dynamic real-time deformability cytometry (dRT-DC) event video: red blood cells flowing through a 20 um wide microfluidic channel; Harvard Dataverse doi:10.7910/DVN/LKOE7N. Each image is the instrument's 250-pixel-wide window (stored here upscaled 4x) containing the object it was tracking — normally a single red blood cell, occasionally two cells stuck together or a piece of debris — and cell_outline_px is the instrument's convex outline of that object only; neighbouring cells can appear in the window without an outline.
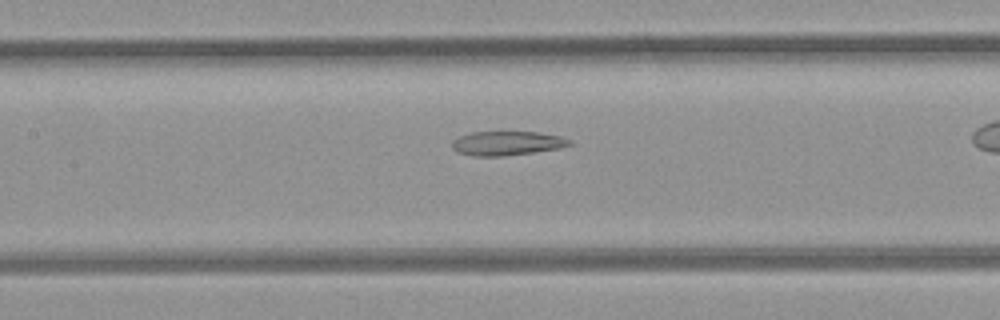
{"species": "common noctule bat (a hibernating species)", "species_latin": "Nyctalus noctula", "temperature_condition": "room temperature", "stored_images_in_passage": 31, "camera_frame_rate_fps": 3000, "um_per_image_px": 0.085, "animal": {"sex": "female", "body_mass_g": 21.9}, "frame": {"image": 1, "passage_image": 14, "time_ms": 4.333, "image_size_px": [1000, 320], "cell_outline_px": [[572, 144], [560, 148], [504, 156], [472, 156], [460, 152], [452, 148], [452, 140], [460, 136], [472, 132], [536, 132], [560, 136], [572, 140]], "centroid_in_image_um": [43.1, 12.17], "position_along_channel_um": 164.3, "area_um2": 16.42}}
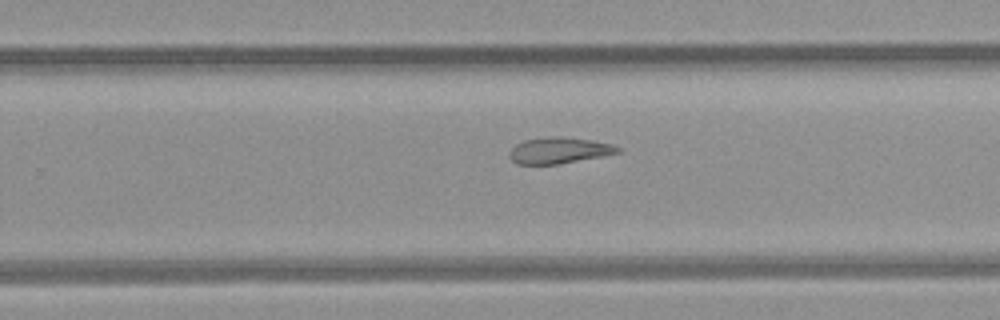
{"frame": {"image": 2, "passage_image": 23, "time_ms": 7.333, "image_size_px": [1000, 320], "cell_outline_px": [[620, 152], [560, 164], [516, 164], [508, 156], [508, 152], [516, 144], [524, 140], [552, 136], [560, 136], [592, 140], [612, 144], [620, 148]], "centroid_in_image_um": [47.48, 12.78], "position_along_channel_um": 282.3, "area_um2": 16.47}}
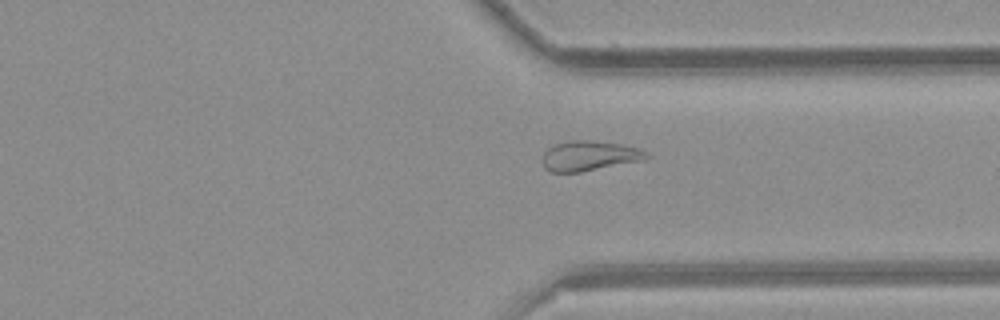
{"frame": {"image": 3, "passage_image": 29, "time_ms": 9.333, "image_size_px": [1000, 320], "cell_outline_px": [[652, 156], [644, 160], [580, 172], [552, 172], [544, 168], [544, 152], [552, 144], [568, 140], [588, 140], [620, 144], [640, 148], [648, 152]], "centroid_in_image_um": [50.12, 13.23], "position_along_channel_um": 361.3, "area_um2": 18.26}}